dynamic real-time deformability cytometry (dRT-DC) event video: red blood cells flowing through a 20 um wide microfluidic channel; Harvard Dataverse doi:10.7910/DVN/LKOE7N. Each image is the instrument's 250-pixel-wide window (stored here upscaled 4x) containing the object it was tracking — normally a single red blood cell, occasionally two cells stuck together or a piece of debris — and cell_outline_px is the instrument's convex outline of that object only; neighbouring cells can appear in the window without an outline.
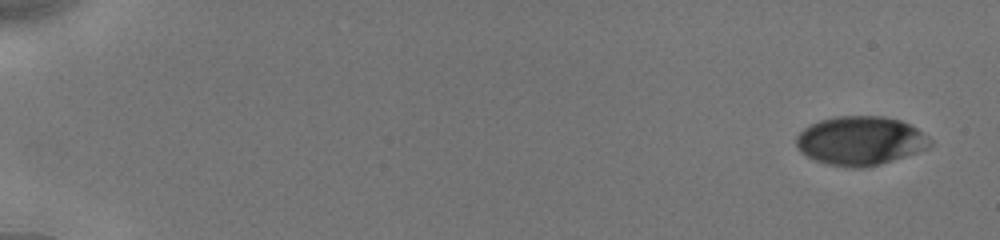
{"species": "human", "species_latin": "Homo sapiens", "temperature_condition": "cold", "stored_images_in_passage": 6, "camera_frame_rate_fps": 3000, "um_per_image_px": 0.085, "donor": {"sex": "male"}, "frame": {"image": 1, "passage_image": 1, "time_ms": 0.0, "image_size_px": [1000, 240], "cell_outline_px": [[932, 144], [928, 148], [880, 164], [864, 168], [852, 168], [828, 164], [816, 160], [800, 152], [796, 144], [796, 136], [808, 124], [820, 120], [836, 116], [884, 116], [900, 120], [916, 128], [928, 136], [932, 140]], "centroid_in_image_um": [73.12, 11.95], "position_along_channel_um": 11.9, "area_um2": 38.09}}
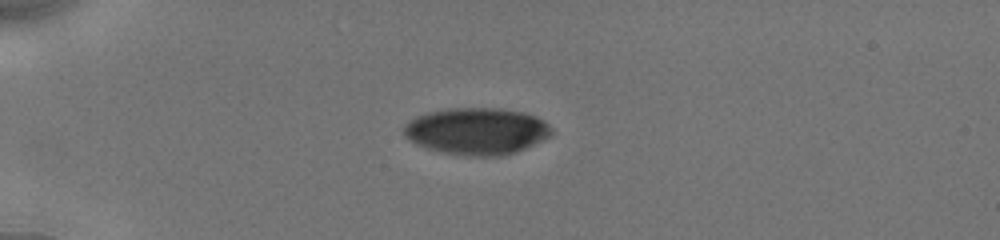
{"frame": {"image": 2, "passage_image": 5, "time_ms": 4.333, "image_size_px": [1000, 240], "cell_outline_px": [[556, 132], [552, 136], [544, 140], [516, 152], [504, 156], [468, 156], [440, 152], [416, 144], [408, 140], [404, 136], [404, 124], [416, 116], [428, 112], [448, 108], [500, 108], [524, 112], [536, 116], [544, 120]], "centroid_in_image_um": [40.56, 11.15], "position_along_channel_um": 44.4, "area_um2": 40.86}}